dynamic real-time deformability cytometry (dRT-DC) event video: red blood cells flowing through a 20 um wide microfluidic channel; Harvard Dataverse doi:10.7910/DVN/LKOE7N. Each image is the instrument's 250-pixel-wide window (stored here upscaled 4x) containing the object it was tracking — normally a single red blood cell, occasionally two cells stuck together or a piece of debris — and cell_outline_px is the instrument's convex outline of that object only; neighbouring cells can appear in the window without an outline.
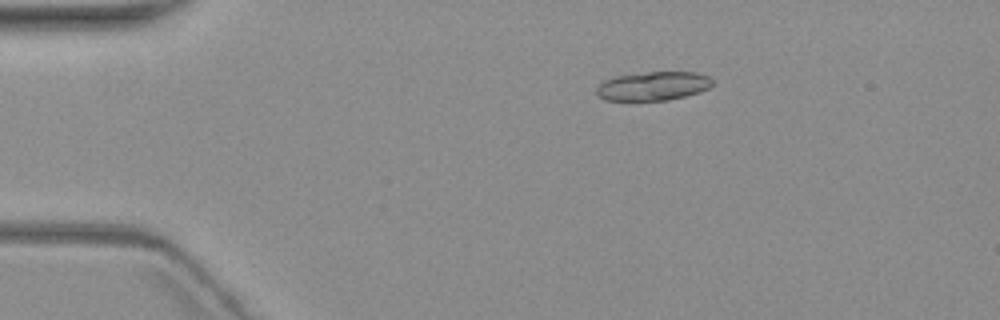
{"species": "common noctule bat (a hibernating species)", "species_latin": "Nyctalus noctula", "temperature_condition": "warm", "stored_images_in_passage": 3, "camera_frame_rate_fps": 3000, "um_per_image_px": 0.085, "animal": {"sex": "female", "body_mass_g": 19.3, "forearm_length_mm": 54.1}, "frame": {"image": 1, "passage_image": 1, "time_ms": 0.0, "image_size_px": [1000, 320], "cell_outline_px": [[716, 80], [708, 88], [700, 92], [668, 100], [608, 100], [600, 96], [596, 92], [596, 88], [604, 80], [616, 76], [648, 72], [696, 72], [708, 76]], "centroid_in_image_um": [55.56, 7.3], "position_along_channel_um": 29.4, "area_um2": 19.36}}
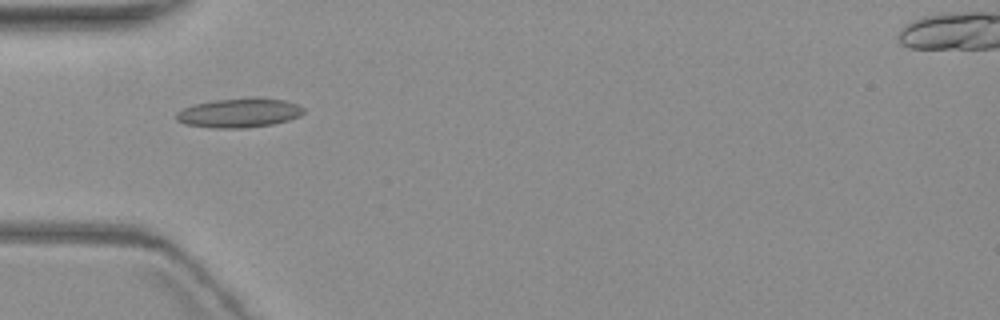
{"frame": {"image": 2, "passage_image": 3, "time_ms": 2.667, "image_size_px": [1000, 320], "cell_outline_px": [[304, 112], [300, 116], [288, 120], [272, 124], [244, 128], [212, 128], [184, 124], [176, 120], [176, 112], [184, 108], [196, 104], [216, 100], [256, 96], [284, 100], [296, 104], [304, 108]], "centroid_in_image_um": [20.34, 9.59], "position_along_channel_um": 64.7, "area_um2": 21.85}}